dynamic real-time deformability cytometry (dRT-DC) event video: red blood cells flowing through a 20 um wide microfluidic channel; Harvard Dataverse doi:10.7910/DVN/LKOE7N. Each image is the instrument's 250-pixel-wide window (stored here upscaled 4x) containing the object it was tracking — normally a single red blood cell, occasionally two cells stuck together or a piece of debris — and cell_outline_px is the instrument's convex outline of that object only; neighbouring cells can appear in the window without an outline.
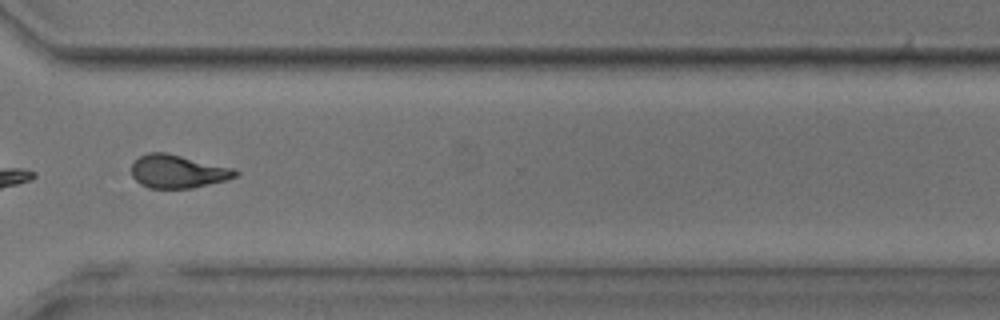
{"species": "common noctule bat (a hibernating species)", "species_latin": "Nyctalus noctula", "temperature_condition": "room temperature", "stored_images_in_passage": 45, "camera_frame_rate_fps": 3000, "um_per_image_px": 0.085, "animal": {"sex": "male", "body_mass_g": 17.9, "forearm_length_mm": 54.2}, "frame": {"image": 1, "passage_image": 32, "time_ms": 10.333, "image_size_px": [1000, 320], "cell_outline_px": [[240, 172], [236, 176], [228, 180], [192, 188], [148, 188], [140, 184], [132, 176], [132, 164], [140, 156], [148, 152], [168, 152], [232, 168]], "centroid_in_image_um": [15.11, 14.57], "position_along_channel_um": 355.5, "area_um2": 20.17}}
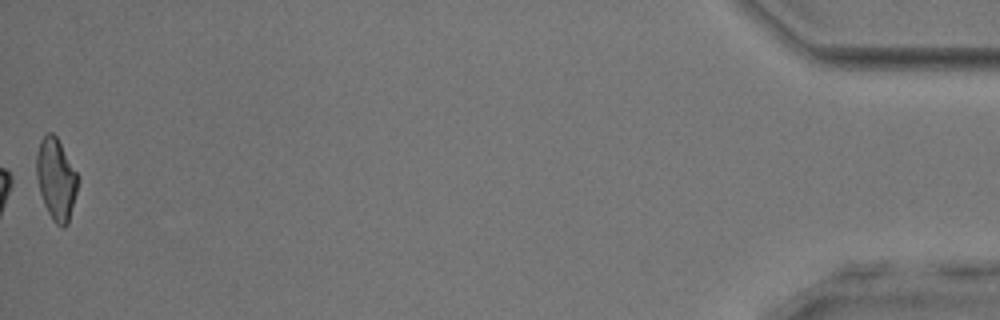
{"frame": {"image": 2, "passage_image": 45, "time_ms": 14.667, "image_size_px": [1000, 320], "cell_outline_px": [[80, 180], [68, 224], [64, 228], [60, 228], [52, 220], [44, 204], [40, 192], [36, 176], [36, 152], [40, 140], [48, 132], [52, 132], [56, 136], [76, 172]], "centroid_in_image_um": [4.77, 15.26], "position_along_channel_um": 430.4, "area_um2": 19.77}, "authors_computed_cell_mechanics": {"area_um2": 20.23, "velocity_mm_per_s": 3.9171, "shape_relaxation_time_tau1_ms": 3.3166, "shape_relaxation_time_tau2_ms": 1.4328, "deformation_change_tau1": 0.1679, "deformation_change_tau2": 0.1002}}